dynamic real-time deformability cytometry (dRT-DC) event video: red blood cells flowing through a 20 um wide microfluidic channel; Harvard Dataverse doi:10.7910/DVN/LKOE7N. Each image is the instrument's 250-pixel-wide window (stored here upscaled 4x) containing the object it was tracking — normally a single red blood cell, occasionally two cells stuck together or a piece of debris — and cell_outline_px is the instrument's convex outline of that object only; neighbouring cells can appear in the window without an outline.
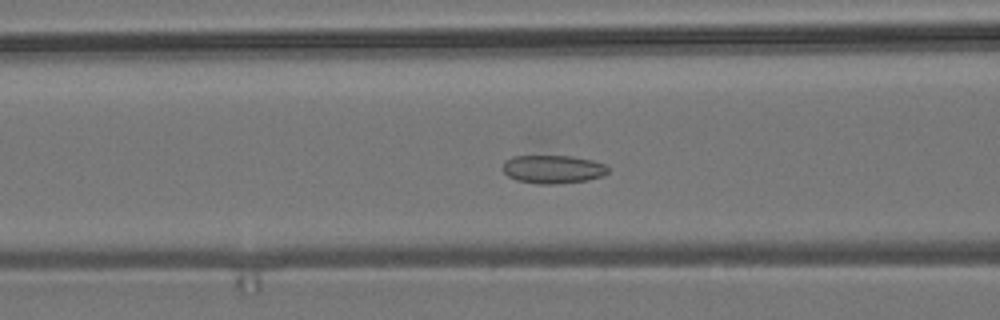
{"species": "common noctule bat (a hibernating species)", "species_latin": "Nyctalus noctula", "temperature_condition": "room temperature", "stored_images_in_passage": 55, "camera_frame_rate_fps": 3000, "um_per_image_px": 0.085, "animal": {"sex": "male", "body_mass_g": 19.2, "forearm_length_mm": 51.8}, "frame": {"image": 1, "passage_image": 21, "time_ms": 6.667, "image_size_px": [1000, 320], "cell_outline_px": [[608, 172], [604, 176], [588, 180], [556, 184], [540, 184], [516, 180], [508, 176], [500, 168], [504, 160], [512, 156], [572, 156], [592, 160], [608, 164]], "centroid_in_image_um": [47.0, 14.38], "position_along_channel_um": 119.6, "area_um2": 17.69}}
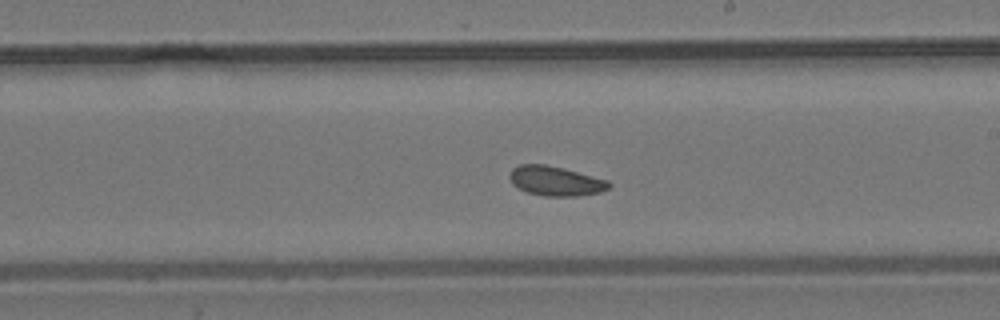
{"frame": {"image": 2, "passage_image": 31, "time_ms": 10.0, "image_size_px": [1000, 320], "cell_outline_px": [[612, 184], [608, 188], [600, 192], [576, 196], [544, 196], [528, 192], [512, 184], [508, 176], [512, 168], [520, 164], [544, 164], [564, 168], [608, 180]], "centroid_in_image_um": [47.21, 15.37], "position_along_channel_um": 241.8, "area_um2": 17.11}}
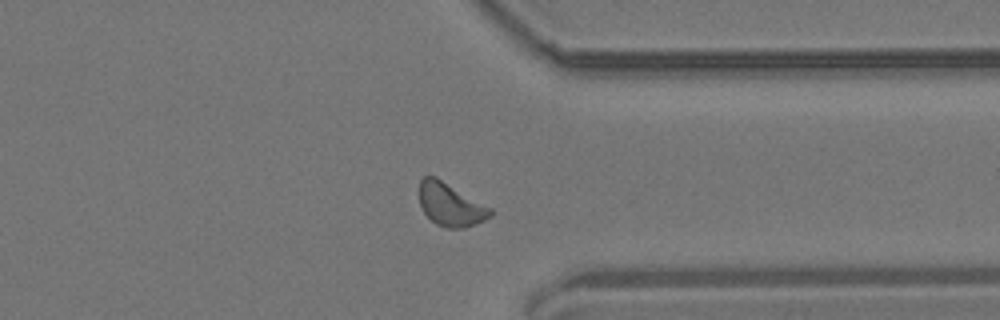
{"frame": {"image": 3, "passage_image": 42, "time_ms": 13.667, "image_size_px": [1000, 320], "cell_outline_px": [[492, 216], [476, 224], [464, 228], [448, 228], [436, 224], [424, 212], [420, 204], [420, 180], [424, 176], [436, 176], [492, 208]], "centroid_in_image_um": [38.31, 17.39], "position_along_channel_um": 373.1, "area_um2": 17.8}}